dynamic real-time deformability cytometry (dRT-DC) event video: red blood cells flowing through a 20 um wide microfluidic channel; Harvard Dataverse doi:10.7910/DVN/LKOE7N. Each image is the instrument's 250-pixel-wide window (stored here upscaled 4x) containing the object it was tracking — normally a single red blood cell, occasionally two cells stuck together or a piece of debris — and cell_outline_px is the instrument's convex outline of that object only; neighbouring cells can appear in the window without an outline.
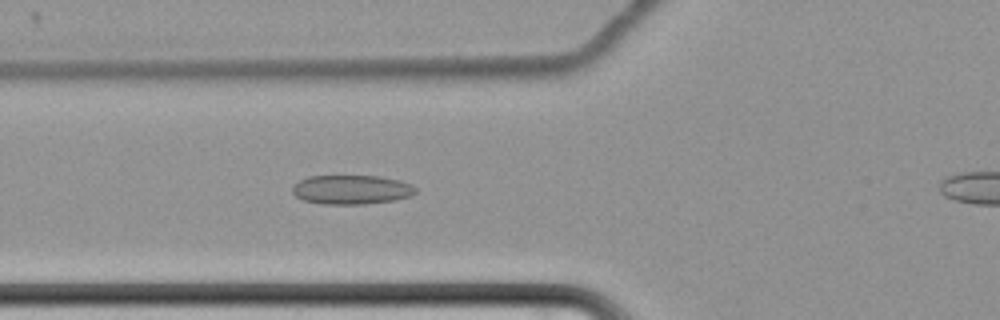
{"species": "common noctule bat (a hibernating species)", "species_latin": "Nyctalus noctula", "temperature_condition": "cold", "stored_images_in_passage": 53, "camera_frame_rate_fps": 3000, "um_per_image_px": 0.085, "animal": {"sex": "female", "body_mass_g": 22.7, "forearm_length_mm": 54.2}, "frame": {"image": 1, "passage_image": 21, "time_ms": 6.667, "image_size_px": [1000, 320], "cell_outline_px": [[416, 192], [412, 196], [396, 200], [364, 204], [320, 204], [304, 200], [296, 196], [292, 192], [292, 184], [308, 176], [380, 176], [400, 180], [412, 184], [416, 188]], "centroid_in_image_um": [29.89, 16.12], "position_along_channel_um": 95.9, "area_um2": 21.21}}
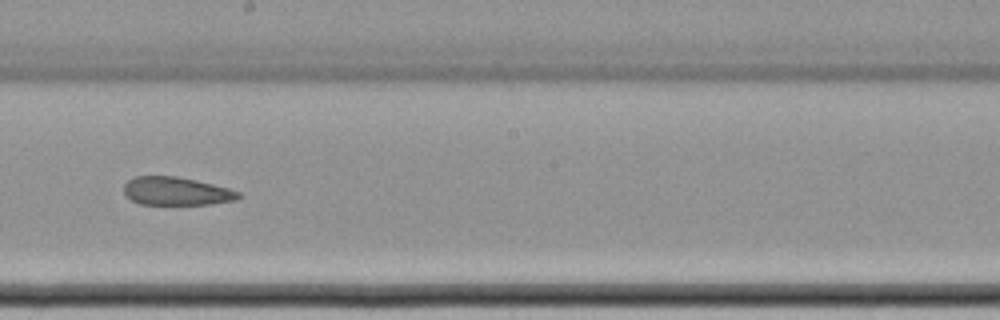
{"frame": {"image": 2, "passage_image": 33, "time_ms": 10.667, "image_size_px": [1000, 320], "cell_outline_px": [[240, 196], [236, 200], [212, 204], [140, 204], [132, 200], [124, 192], [124, 184], [128, 180], [136, 176], [176, 176], [196, 180], [228, 188], [240, 192]], "centroid_in_image_um": [14.99, 16.25], "position_along_channel_um": 233.2, "area_um2": 18.73}}
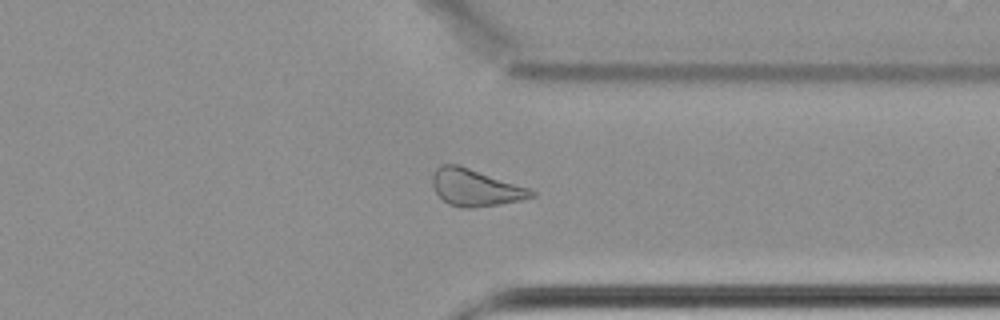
{"frame": {"image": 3, "passage_image": 45, "time_ms": 14.667, "image_size_px": [1000, 320], "cell_outline_px": [[536, 196], [520, 200], [472, 208], [460, 208], [448, 204], [436, 192], [432, 184], [432, 176], [436, 168], [440, 164], [460, 164], [528, 188], [536, 192]], "centroid_in_image_um": [40.37, 15.93], "position_along_channel_um": 371.0, "area_um2": 21.21}}